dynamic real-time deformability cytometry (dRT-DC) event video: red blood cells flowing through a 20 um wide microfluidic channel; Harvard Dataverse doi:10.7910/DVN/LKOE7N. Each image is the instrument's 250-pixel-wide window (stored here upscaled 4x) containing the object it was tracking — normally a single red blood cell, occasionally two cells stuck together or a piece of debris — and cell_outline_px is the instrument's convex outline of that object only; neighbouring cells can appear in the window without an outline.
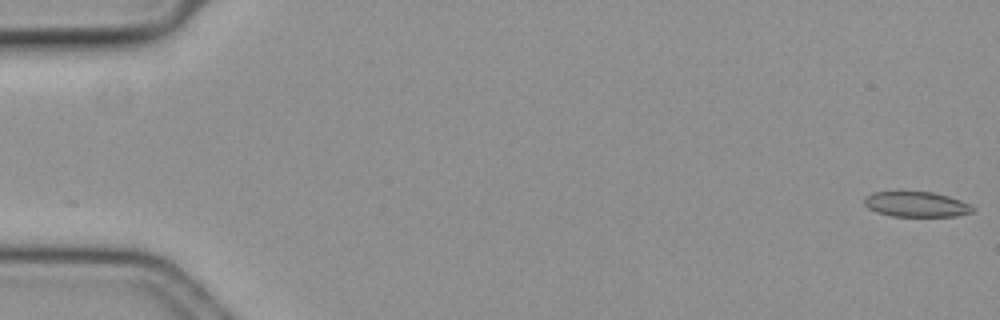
{"species": "common noctule bat (a hibernating species)", "species_latin": "Nyctalus noctula", "temperature_condition": "cold", "stored_images_in_passage": 59, "camera_frame_rate_fps": 3000, "um_per_image_px": 0.085, "animal": {"sex": "female", "body_mass_g": 19.3, "forearm_length_mm": 54.1}, "frame": {"image": 1, "passage_image": 1, "time_ms": 0.0, "image_size_px": [1000, 320], "cell_outline_px": [[976, 208], [972, 212], [956, 216], [892, 216], [876, 212], [868, 208], [864, 204], [864, 196], [872, 192], [932, 192], [948, 196], [960, 200]], "centroid_in_image_um": [77.86, 17.37], "position_along_channel_um": 7.1, "area_um2": 15.9}}
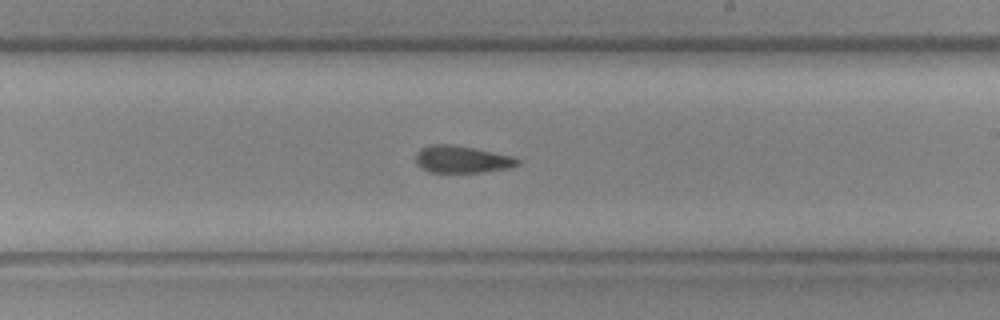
{"frame": {"image": 2, "passage_image": 35, "time_ms": 11.333, "image_size_px": [1000, 320], "cell_outline_px": [[520, 164], [512, 168], [484, 172], [428, 172], [420, 168], [416, 164], [416, 152], [420, 148], [432, 144], [452, 144], [512, 156], [520, 160]], "centroid_in_image_um": [39.25, 13.55], "position_along_channel_um": 249.8, "area_um2": 16.24}}
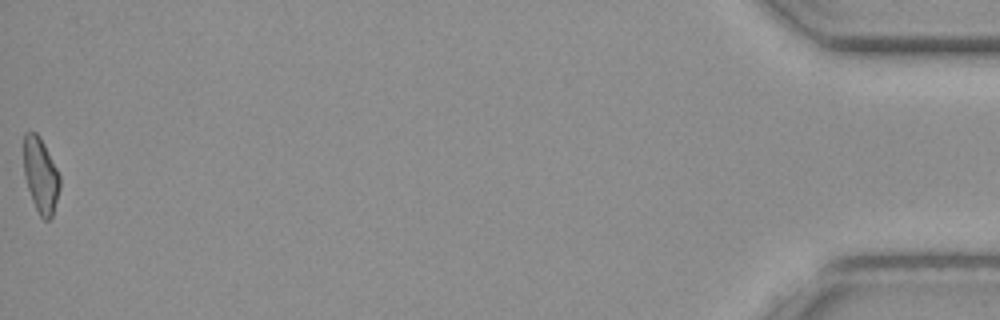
{"frame": {"image": 3, "passage_image": 59, "time_ms": 19.333, "image_size_px": [1000, 320], "cell_outline_px": [[60, 188], [52, 216], [48, 220], [44, 220], [40, 216], [32, 200], [24, 176], [24, 132], [36, 132], [40, 136], [60, 176]], "centroid_in_image_um": [3.45, 14.9], "position_along_channel_um": 431.7, "area_um2": 15.66}, "authors_computed_cell_mechanics": {"area_um2": 16.762, "velocity_mm_per_s": 3.5858, "shape_relaxation_time_tau1_ms": null, "shape_relaxation_time_tau2_ms": 4.0071, "deformation_change_tau1": null, "deformation_change_tau2": 0.1163}}